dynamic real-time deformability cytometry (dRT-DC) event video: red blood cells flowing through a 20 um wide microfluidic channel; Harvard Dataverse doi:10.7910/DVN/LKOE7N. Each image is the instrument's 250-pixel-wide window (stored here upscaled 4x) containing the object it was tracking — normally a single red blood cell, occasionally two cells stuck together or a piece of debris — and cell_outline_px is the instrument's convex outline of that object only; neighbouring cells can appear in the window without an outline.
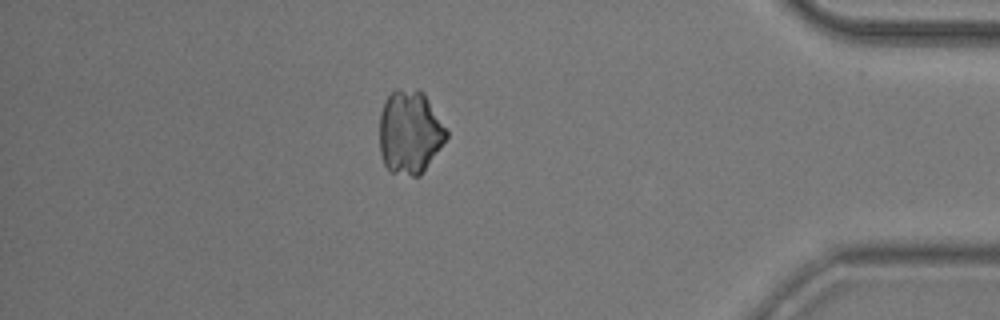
{"species": "common noctule bat (a hibernating species)", "species_latin": "Nyctalus noctula", "temperature_condition": "room temperature", "stored_images_in_passage": 52, "camera_frame_rate_fps": 3000, "um_per_image_px": 0.085, "animal": {"sex": "male", "body_mass_g": 20.5, "forearm_length_mm": 52.5}, "frame": {"image": 1, "passage_image": 45, "time_ms": 14.667, "image_size_px": [1000, 320], "cell_outline_px": [[448, 136], [440, 148], [420, 176], [412, 176], [392, 172], [384, 164], [380, 152], [380, 112], [384, 100], [396, 88], [400, 88], [424, 92], [448, 132]], "centroid_in_image_um": [34.82, 11.23], "position_along_channel_um": 400.4, "area_um2": 32.43}}